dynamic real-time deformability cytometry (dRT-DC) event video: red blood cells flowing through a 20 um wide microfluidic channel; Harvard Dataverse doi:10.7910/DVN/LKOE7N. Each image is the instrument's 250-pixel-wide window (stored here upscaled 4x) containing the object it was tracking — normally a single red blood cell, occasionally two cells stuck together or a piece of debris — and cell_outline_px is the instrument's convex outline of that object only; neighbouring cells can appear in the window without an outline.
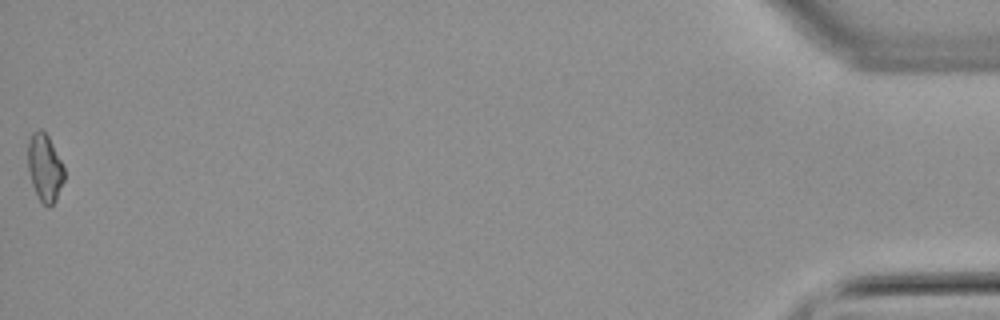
{"species": "common noctule bat (a hibernating species)", "species_latin": "Nyctalus noctula", "temperature_condition": "warm", "stored_images_in_passage": 42, "camera_frame_rate_fps": 3000, "um_per_image_px": 0.085, "animal": {"sex": "male", "body_mass_g": 21.5, "forearm_length_mm": 52.0}, "frame": {"image": 1, "passage_image": 42, "time_ms": 13.667, "image_size_px": [1000, 320], "cell_outline_px": [[64, 180], [56, 200], [48, 208], [40, 200], [32, 184], [28, 168], [28, 144], [32, 132], [40, 128], [48, 136], [64, 168]], "centroid_in_image_um": [3.8, 14.26], "position_along_channel_um": 431.4, "area_um2": 14.05}}